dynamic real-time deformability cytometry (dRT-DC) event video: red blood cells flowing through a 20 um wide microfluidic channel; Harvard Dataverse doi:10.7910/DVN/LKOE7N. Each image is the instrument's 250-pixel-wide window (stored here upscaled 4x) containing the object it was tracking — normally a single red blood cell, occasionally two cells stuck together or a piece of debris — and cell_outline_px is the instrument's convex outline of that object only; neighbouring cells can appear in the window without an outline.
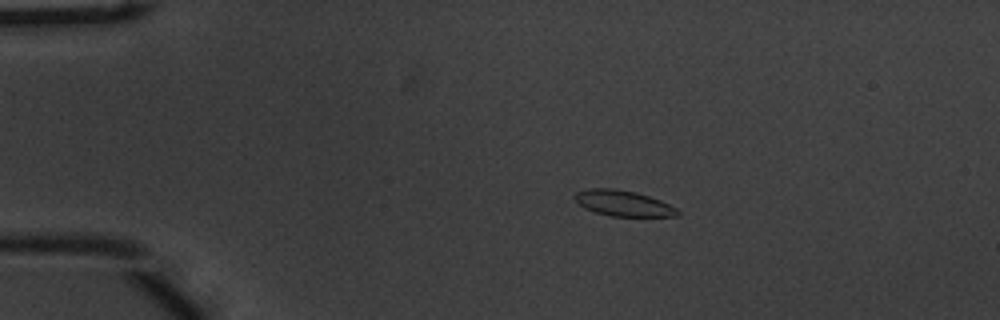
{"species": "common noctule bat (a hibernating species)", "species_latin": "Nyctalus noctula", "temperature_condition": "warm", "stored_images_in_passage": 54, "camera_frame_rate_fps": 3000, "um_per_image_px": 0.085, "animal": {"sex": "male", "body_mass_g": 20.1, "forearm_length_mm": 53.5}, "frame": {"image": 1, "passage_image": 11, "time_ms": 3.333, "image_size_px": [1000, 320], "cell_outline_px": [[680, 216], [612, 216], [596, 212], [584, 208], [572, 196], [576, 192], [592, 188], [612, 188], [636, 192], [660, 200], [676, 208], [680, 212]], "centroid_in_image_um": [52.97, 17.27], "position_along_channel_um": 32.0, "area_um2": 15.26}}
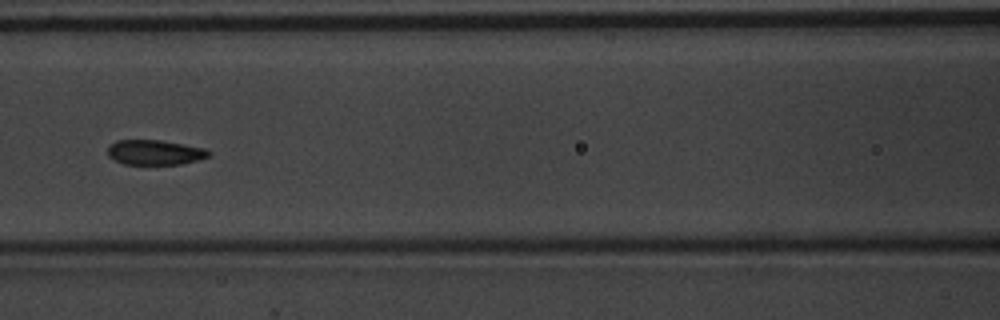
{"frame": {"image": 2, "passage_image": 25, "time_ms": 8.0, "image_size_px": [1000, 320], "cell_outline_px": [[212, 152], [208, 156], [196, 160], [180, 164], [124, 164], [108, 156], [108, 144], [116, 140], [160, 140], [204, 148]], "centroid_in_image_um": [13.12, 12.94], "position_along_channel_um": 153.5, "area_um2": 14.57}}
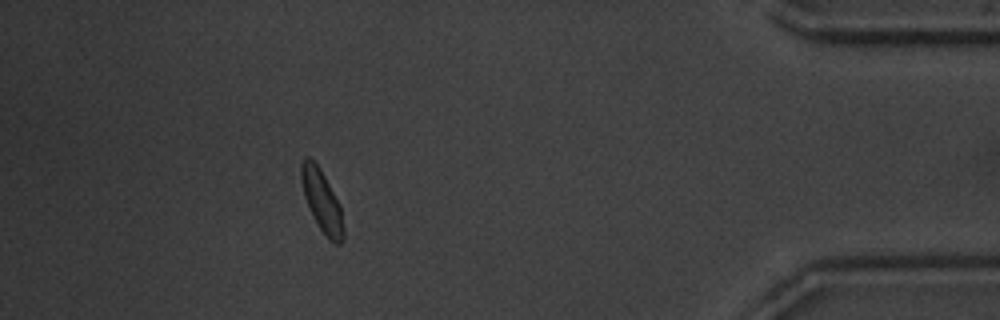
{"frame": {"image": 3, "passage_image": 49, "time_ms": 16.0, "image_size_px": [1000, 320], "cell_outline_px": [[344, 236], [340, 244], [336, 244], [328, 240], [320, 228], [304, 196], [300, 176], [300, 164], [304, 156], [308, 156], [320, 168], [340, 204], [344, 228]], "centroid_in_image_um": [27.36, 17.07], "position_along_channel_um": 407.8, "area_um2": 15.09}, "authors_computed_cell_mechanics": {"area_um2": 15.028, "velocity_mm_per_s": 3.7775, "shape_relaxation_time_tau1_ms": 6.9541, "shape_relaxation_time_tau2_ms": 1.2214, "deformation_change_tau1": 0.1839, "deformation_change_tau2": 0.0526}}